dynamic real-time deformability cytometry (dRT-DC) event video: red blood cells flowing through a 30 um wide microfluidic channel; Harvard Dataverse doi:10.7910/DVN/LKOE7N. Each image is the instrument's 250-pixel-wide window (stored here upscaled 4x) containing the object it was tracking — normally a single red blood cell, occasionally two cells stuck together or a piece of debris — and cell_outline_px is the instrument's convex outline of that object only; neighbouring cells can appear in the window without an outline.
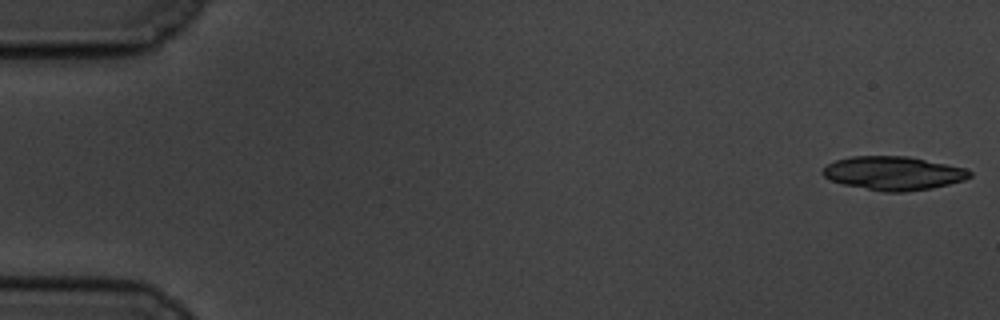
{"species": "common noctule bat (a hibernating species)", "species_latin": "Nyctalus noctula", "temperature_condition": "cold", "stored_images_in_passage": 18, "camera_frame_rate_fps": 3000, "um_per_image_px": 0.085, "animal": {"sex": "male", "body_mass_g": 19.5, "forearm_length_mm": 54.6}, "frame": {"image": 1, "passage_image": 1, "time_ms": 0.0, "image_size_px": [1000, 320], "cell_outline_px": [[972, 176], [964, 180], [932, 188], [904, 192], [884, 192], [844, 184], [832, 180], [824, 176], [820, 172], [828, 164], [836, 160], [852, 156], [908, 156], [964, 168], [972, 172]], "centroid_in_image_um": [75.94, 14.72], "position_along_channel_um": 9.1, "area_um2": 28.61}}
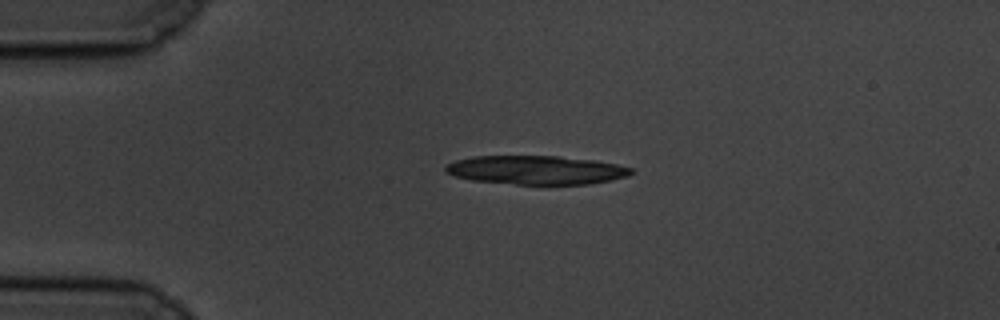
{"frame": {"image": 2, "passage_image": 13, "time_ms": 4.0, "image_size_px": [1000, 320], "cell_outline_px": [[636, 172], [628, 176], [588, 184], [516, 184], [472, 180], [456, 176], [444, 172], [444, 164], [456, 160], [472, 156], [560, 156], [596, 160], [616, 164], [632, 168]], "centroid_in_image_um": [45.56, 14.44], "position_along_channel_um": 39.4, "area_um2": 31.21}}